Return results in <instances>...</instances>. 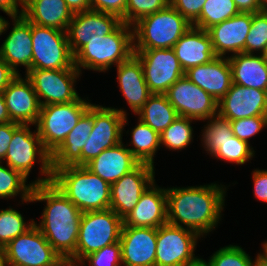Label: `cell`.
<instances>
[{
    "label": "cell",
    "instance_id": "cell-2",
    "mask_svg": "<svg viewBox=\"0 0 267 266\" xmlns=\"http://www.w3.org/2000/svg\"><path fill=\"white\" fill-rule=\"evenodd\" d=\"M32 203H44L34 225L65 262L76 265V246L82 212L52 183L33 185Z\"/></svg>",
    "mask_w": 267,
    "mask_h": 266
},
{
    "label": "cell",
    "instance_id": "cell-43",
    "mask_svg": "<svg viewBox=\"0 0 267 266\" xmlns=\"http://www.w3.org/2000/svg\"><path fill=\"white\" fill-rule=\"evenodd\" d=\"M77 266H123L120 242L90 253Z\"/></svg>",
    "mask_w": 267,
    "mask_h": 266
},
{
    "label": "cell",
    "instance_id": "cell-40",
    "mask_svg": "<svg viewBox=\"0 0 267 266\" xmlns=\"http://www.w3.org/2000/svg\"><path fill=\"white\" fill-rule=\"evenodd\" d=\"M267 45V11L252 13V24L247 35L244 53L261 54Z\"/></svg>",
    "mask_w": 267,
    "mask_h": 266
},
{
    "label": "cell",
    "instance_id": "cell-29",
    "mask_svg": "<svg viewBox=\"0 0 267 266\" xmlns=\"http://www.w3.org/2000/svg\"><path fill=\"white\" fill-rule=\"evenodd\" d=\"M22 16L36 25L66 31L73 13L64 0H23Z\"/></svg>",
    "mask_w": 267,
    "mask_h": 266
},
{
    "label": "cell",
    "instance_id": "cell-5",
    "mask_svg": "<svg viewBox=\"0 0 267 266\" xmlns=\"http://www.w3.org/2000/svg\"><path fill=\"white\" fill-rule=\"evenodd\" d=\"M134 54L133 26L122 23L113 33L91 40L75 55V67L82 73H108Z\"/></svg>",
    "mask_w": 267,
    "mask_h": 266
},
{
    "label": "cell",
    "instance_id": "cell-51",
    "mask_svg": "<svg viewBox=\"0 0 267 266\" xmlns=\"http://www.w3.org/2000/svg\"><path fill=\"white\" fill-rule=\"evenodd\" d=\"M71 12L78 13L90 10V0H64Z\"/></svg>",
    "mask_w": 267,
    "mask_h": 266
},
{
    "label": "cell",
    "instance_id": "cell-52",
    "mask_svg": "<svg viewBox=\"0 0 267 266\" xmlns=\"http://www.w3.org/2000/svg\"><path fill=\"white\" fill-rule=\"evenodd\" d=\"M12 122L9 117L3 93L0 91V124Z\"/></svg>",
    "mask_w": 267,
    "mask_h": 266
},
{
    "label": "cell",
    "instance_id": "cell-38",
    "mask_svg": "<svg viewBox=\"0 0 267 266\" xmlns=\"http://www.w3.org/2000/svg\"><path fill=\"white\" fill-rule=\"evenodd\" d=\"M247 142L238 139L233 136L231 139L227 140L225 143L221 144V147L210 157L216 159L223 163L236 164L237 166L247 165L246 163L254 160L256 156V151Z\"/></svg>",
    "mask_w": 267,
    "mask_h": 266
},
{
    "label": "cell",
    "instance_id": "cell-53",
    "mask_svg": "<svg viewBox=\"0 0 267 266\" xmlns=\"http://www.w3.org/2000/svg\"><path fill=\"white\" fill-rule=\"evenodd\" d=\"M261 248L259 252H256V256L261 260L267 263V239L261 242Z\"/></svg>",
    "mask_w": 267,
    "mask_h": 266
},
{
    "label": "cell",
    "instance_id": "cell-27",
    "mask_svg": "<svg viewBox=\"0 0 267 266\" xmlns=\"http://www.w3.org/2000/svg\"><path fill=\"white\" fill-rule=\"evenodd\" d=\"M93 130V103L68 133L62 144L51 154V169L81 166V151Z\"/></svg>",
    "mask_w": 267,
    "mask_h": 266
},
{
    "label": "cell",
    "instance_id": "cell-31",
    "mask_svg": "<svg viewBox=\"0 0 267 266\" xmlns=\"http://www.w3.org/2000/svg\"><path fill=\"white\" fill-rule=\"evenodd\" d=\"M232 83L267 91V64L260 54L238 53L228 57Z\"/></svg>",
    "mask_w": 267,
    "mask_h": 266
},
{
    "label": "cell",
    "instance_id": "cell-1",
    "mask_svg": "<svg viewBox=\"0 0 267 266\" xmlns=\"http://www.w3.org/2000/svg\"><path fill=\"white\" fill-rule=\"evenodd\" d=\"M224 184L214 181L186 187L167 186V223L190 229L202 239L209 237L223 222L227 191L231 187Z\"/></svg>",
    "mask_w": 267,
    "mask_h": 266
},
{
    "label": "cell",
    "instance_id": "cell-44",
    "mask_svg": "<svg viewBox=\"0 0 267 266\" xmlns=\"http://www.w3.org/2000/svg\"><path fill=\"white\" fill-rule=\"evenodd\" d=\"M206 0H170V5L191 24L200 16Z\"/></svg>",
    "mask_w": 267,
    "mask_h": 266
},
{
    "label": "cell",
    "instance_id": "cell-36",
    "mask_svg": "<svg viewBox=\"0 0 267 266\" xmlns=\"http://www.w3.org/2000/svg\"><path fill=\"white\" fill-rule=\"evenodd\" d=\"M21 212L11 205L0 208V249L34 225V219L27 220Z\"/></svg>",
    "mask_w": 267,
    "mask_h": 266
},
{
    "label": "cell",
    "instance_id": "cell-30",
    "mask_svg": "<svg viewBox=\"0 0 267 266\" xmlns=\"http://www.w3.org/2000/svg\"><path fill=\"white\" fill-rule=\"evenodd\" d=\"M129 119L128 115H126L123 120V134L128 137L130 135L128 142H125L126 147L140 163L155 167L156 154L161 149L160 134L138 117L135 119V121L137 120L135 126L132 125V128L130 127L131 130L128 128L126 131V125L129 126V123H131V120L130 122L128 121Z\"/></svg>",
    "mask_w": 267,
    "mask_h": 266
},
{
    "label": "cell",
    "instance_id": "cell-54",
    "mask_svg": "<svg viewBox=\"0 0 267 266\" xmlns=\"http://www.w3.org/2000/svg\"><path fill=\"white\" fill-rule=\"evenodd\" d=\"M0 266H7L6 256L3 249H0Z\"/></svg>",
    "mask_w": 267,
    "mask_h": 266
},
{
    "label": "cell",
    "instance_id": "cell-10",
    "mask_svg": "<svg viewBox=\"0 0 267 266\" xmlns=\"http://www.w3.org/2000/svg\"><path fill=\"white\" fill-rule=\"evenodd\" d=\"M125 108L93 103V130L81 151V166L123 141V120L129 116Z\"/></svg>",
    "mask_w": 267,
    "mask_h": 266
},
{
    "label": "cell",
    "instance_id": "cell-21",
    "mask_svg": "<svg viewBox=\"0 0 267 266\" xmlns=\"http://www.w3.org/2000/svg\"><path fill=\"white\" fill-rule=\"evenodd\" d=\"M157 228L122 226L123 266H155Z\"/></svg>",
    "mask_w": 267,
    "mask_h": 266
},
{
    "label": "cell",
    "instance_id": "cell-19",
    "mask_svg": "<svg viewBox=\"0 0 267 266\" xmlns=\"http://www.w3.org/2000/svg\"><path fill=\"white\" fill-rule=\"evenodd\" d=\"M217 113L230 121L253 116H267V91L232 83L218 101Z\"/></svg>",
    "mask_w": 267,
    "mask_h": 266
},
{
    "label": "cell",
    "instance_id": "cell-16",
    "mask_svg": "<svg viewBox=\"0 0 267 266\" xmlns=\"http://www.w3.org/2000/svg\"><path fill=\"white\" fill-rule=\"evenodd\" d=\"M9 19L11 21L7 19L2 32V35H7L0 45V57L17 75L21 74V67L25 70L22 74H26L32 69L33 41L31 22L26 20L22 15L10 17ZM8 30L10 31L8 32Z\"/></svg>",
    "mask_w": 267,
    "mask_h": 266
},
{
    "label": "cell",
    "instance_id": "cell-18",
    "mask_svg": "<svg viewBox=\"0 0 267 266\" xmlns=\"http://www.w3.org/2000/svg\"><path fill=\"white\" fill-rule=\"evenodd\" d=\"M122 23L119 16L110 13L94 10L74 13L66 30L71 52L75 55L85 44L113 33Z\"/></svg>",
    "mask_w": 267,
    "mask_h": 266
},
{
    "label": "cell",
    "instance_id": "cell-55",
    "mask_svg": "<svg viewBox=\"0 0 267 266\" xmlns=\"http://www.w3.org/2000/svg\"><path fill=\"white\" fill-rule=\"evenodd\" d=\"M6 21H7L6 17L5 16L3 17L2 15H0V37H2V32H3Z\"/></svg>",
    "mask_w": 267,
    "mask_h": 266
},
{
    "label": "cell",
    "instance_id": "cell-39",
    "mask_svg": "<svg viewBox=\"0 0 267 266\" xmlns=\"http://www.w3.org/2000/svg\"><path fill=\"white\" fill-rule=\"evenodd\" d=\"M241 245L229 244L219 247L206 260L202 256V261L206 266H254L255 258L247 253Z\"/></svg>",
    "mask_w": 267,
    "mask_h": 266
},
{
    "label": "cell",
    "instance_id": "cell-35",
    "mask_svg": "<svg viewBox=\"0 0 267 266\" xmlns=\"http://www.w3.org/2000/svg\"><path fill=\"white\" fill-rule=\"evenodd\" d=\"M197 120L179 116L162 133H160V145L165 151L181 152L193 144L195 137L192 124ZM195 122V123H194Z\"/></svg>",
    "mask_w": 267,
    "mask_h": 266
},
{
    "label": "cell",
    "instance_id": "cell-56",
    "mask_svg": "<svg viewBox=\"0 0 267 266\" xmlns=\"http://www.w3.org/2000/svg\"><path fill=\"white\" fill-rule=\"evenodd\" d=\"M254 266H267V263L264 261H261L257 256L255 257V264Z\"/></svg>",
    "mask_w": 267,
    "mask_h": 266
},
{
    "label": "cell",
    "instance_id": "cell-22",
    "mask_svg": "<svg viewBox=\"0 0 267 266\" xmlns=\"http://www.w3.org/2000/svg\"><path fill=\"white\" fill-rule=\"evenodd\" d=\"M252 24V13H239L207 30L216 56L230 57L244 53L245 41Z\"/></svg>",
    "mask_w": 267,
    "mask_h": 266
},
{
    "label": "cell",
    "instance_id": "cell-60",
    "mask_svg": "<svg viewBox=\"0 0 267 266\" xmlns=\"http://www.w3.org/2000/svg\"><path fill=\"white\" fill-rule=\"evenodd\" d=\"M62 266H74V264H71V263L66 262Z\"/></svg>",
    "mask_w": 267,
    "mask_h": 266
},
{
    "label": "cell",
    "instance_id": "cell-6",
    "mask_svg": "<svg viewBox=\"0 0 267 266\" xmlns=\"http://www.w3.org/2000/svg\"><path fill=\"white\" fill-rule=\"evenodd\" d=\"M192 24L170 4L133 25L134 50L173 48Z\"/></svg>",
    "mask_w": 267,
    "mask_h": 266
},
{
    "label": "cell",
    "instance_id": "cell-42",
    "mask_svg": "<svg viewBox=\"0 0 267 266\" xmlns=\"http://www.w3.org/2000/svg\"><path fill=\"white\" fill-rule=\"evenodd\" d=\"M234 136L251 144V139L267 128V116H253L230 121Z\"/></svg>",
    "mask_w": 267,
    "mask_h": 266
},
{
    "label": "cell",
    "instance_id": "cell-57",
    "mask_svg": "<svg viewBox=\"0 0 267 266\" xmlns=\"http://www.w3.org/2000/svg\"><path fill=\"white\" fill-rule=\"evenodd\" d=\"M260 55L262 56L263 60L267 64V45L264 47V50Z\"/></svg>",
    "mask_w": 267,
    "mask_h": 266
},
{
    "label": "cell",
    "instance_id": "cell-33",
    "mask_svg": "<svg viewBox=\"0 0 267 266\" xmlns=\"http://www.w3.org/2000/svg\"><path fill=\"white\" fill-rule=\"evenodd\" d=\"M29 182V183H28ZM33 184L24 177L20 172L12 169L4 162H0V200L12 199L14 201L17 196L20 200L16 206L28 205L32 203L31 192ZM21 202V203H20ZM21 204V205H20Z\"/></svg>",
    "mask_w": 267,
    "mask_h": 266
},
{
    "label": "cell",
    "instance_id": "cell-59",
    "mask_svg": "<svg viewBox=\"0 0 267 266\" xmlns=\"http://www.w3.org/2000/svg\"><path fill=\"white\" fill-rule=\"evenodd\" d=\"M194 266H206V265H205L204 262L201 260L197 265H194Z\"/></svg>",
    "mask_w": 267,
    "mask_h": 266
},
{
    "label": "cell",
    "instance_id": "cell-45",
    "mask_svg": "<svg viewBox=\"0 0 267 266\" xmlns=\"http://www.w3.org/2000/svg\"><path fill=\"white\" fill-rule=\"evenodd\" d=\"M127 0H90V10L119 16L125 23Z\"/></svg>",
    "mask_w": 267,
    "mask_h": 266
},
{
    "label": "cell",
    "instance_id": "cell-7",
    "mask_svg": "<svg viewBox=\"0 0 267 266\" xmlns=\"http://www.w3.org/2000/svg\"><path fill=\"white\" fill-rule=\"evenodd\" d=\"M89 98V99H88ZM89 95L80 96L76 101L41 106L36 129L44 148L52 154L66 139L68 133L77 125L78 120L88 110L91 102Z\"/></svg>",
    "mask_w": 267,
    "mask_h": 266
},
{
    "label": "cell",
    "instance_id": "cell-13",
    "mask_svg": "<svg viewBox=\"0 0 267 266\" xmlns=\"http://www.w3.org/2000/svg\"><path fill=\"white\" fill-rule=\"evenodd\" d=\"M25 76L32 83L41 106L73 102L81 96L76 90L82 76L78 69H31Z\"/></svg>",
    "mask_w": 267,
    "mask_h": 266
},
{
    "label": "cell",
    "instance_id": "cell-12",
    "mask_svg": "<svg viewBox=\"0 0 267 266\" xmlns=\"http://www.w3.org/2000/svg\"><path fill=\"white\" fill-rule=\"evenodd\" d=\"M3 250L7 266H62L66 263L35 225Z\"/></svg>",
    "mask_w": 267,
    "mask_h": 266
},
{
    "label": "cell",
    "instance_id": "cell-3",
    "mask_svg": "<svg viewBox=\"0 0 267 266\" xmlns=\"http://www.w3.org/2000/svg\"><path fill=\"white\" fill-rule=\"evenodd\" d=\"M52 183L81 212L110 208L111 185L85 166L52 169Z\"/></svg>",
    "mask_w": 267,
    "mask_h": 266
},
{
    "label": "cell",
    "instance_id": "cell-46",
    "mask_svg": "<svg viewBox=\"0 0 267 266\" xmlns=\"http://www.w3.org/2000/svg\"><path fill=\"white\" fill-rule=\"evenodd\" d=\"M254 198L263 203H267V169L254 168L251 173Z\"/></svg>",
    "mask_w": 267,
    "mask_h": 266
},
{
    "label": "cell",
    "instance_id": "cell-28",
    "mask_svg": "<svg viewBox=\"0 0 267 266\" xmlns=\"http://www.w3.org/2000/svg\"><path fill=\"white\" fill-rule=\"evenodd\" d=\"M173 50L184 72L189 68L209 63L216 57L209 33L194 26L174 44Z\"/></svg>",
    "mask_w": 267,
    "mask_h": 266
},
{
    "label": "cell",
    "instance_id": "cell-20",
    "mask_svg": "<svg viewBox=\"0 0 267 266\" xmlns=\"http://www.w3.org/2000/svg\"><path fill=\"white\" fill-rule=\"evenodd\" d=\"M2 93L11 121L36 125L41 104L32 83L25 74L17 75Z\"/></svg>",
    "mask_w": 267,
    "mask_h": 266
},
{
    "label": "cell",
    "instance_id": "cell-17",
    "mask_svg": "<svg viewBox=\"0 0 267 266\" xmlns=\"http://www.w3.org/2000/svg\"><path fill=\"white\" fill-rule=\"evenodd\" d=\"M156 168L140 163L135 169L111 184L110 209L125 218L136 206L141 195L156 181Z\"/></svg>",
    "mask_w": 267,
    "mask_h": 266
},
{
    "label": "cell",
    "instance_id": "cell-34",
    "mask_svg": "<svg viewBox=\"0 0 267 266\" xmlns=\"http://www.w3.org/2000/svg\"><path fill=\"white\" fill-rule=\"evenodd\" d=\"M204 123L201 127V134L198 136L201 141L200 147L203 153L212 156L220 147L221 144L231 139L234 134L232 132L230 120L222 117L218 113L207 120L201 121ZM203 128V129H202Z\"/></svg>",
    "mask_w": 267,
    "mask_h": 266
},
{
    "label": "cell",
    "instance_id": "cell-14",
    "mask_svg": "<svg viewBox=\"0 0 267 266\" xmlns=\"http://www.w3.org/2000/svg\"><path fill=\"white\" fill-rule=\"evenodd\" d=\"M140 60L145 81L152 94H165L185 72L173 48L134 50Z\"/></svg>",
    "mask_w": 267,
    "mask_h": 266
},
{
    "label": "cell",
    "instance_id": "cell-58",
    "mask_svg": "<svg viewBox=\"0 0 267 266\" xmlns=\"http://www.w3.org/2000/svg\"><path fill=\"white\" fill-rule=\"evenodd\" d=\"M260 3H261V8L263 10H266L267 9V0H260Z\"/></svg>",
    "mask_w": 267,
    "mask_h": 266
},
{
    "label": "cell",
    "instance_id": "cell-32",
    "mask_svg": "<svg viewBox=\"0 0 267 266\" xmlns=\"http://www.w3.org/2000/svg\"><path fill=\"white\" fill-rule=\"evenodd\" d=\"M134 117H138L160 134L179 115L165 94H152Z\"/></svg>",
    "mask_w": 267,
    "mask_h": 266
},
{
    "label": "cell",
    "instance_id": "cell-4",
    "mask_svg": "<svg viewBox=\"0 0 267 266\" xmlns=\"http://www.w3.org/2000/svg\"><path fill=\"white\" fill-rule=\"evenodd\" d=\"M3 162L27 179L39 164L38 176L31 183L52 182L51 154L44 148L35 125L13 122V136Z\"/></svg>",
    "mask_w": 267,
    "mask_h": 266
},
{
    "label": "cell",
    "instance_id": "cell-23",
    "mask_svg": "<svg viewBox=\"0 0 267 266\" xmlns=\"http://www.w3.org/2000/svg\"><path fill=\"white\" fill-rule=\"evenodd\" d=\"M117 87L128 105L131 115H136L152 95L144 77L140 60L133 54L116 66Z\"/></svg>",
    "mask_w": 267,
    "mask_h": 266
},
{
    "label": "cell",
    "instance_id": "cell-49",
    "mask_svg": "<svg viewBox=\"0 0 267 266\" xmlns=\"http://www.w3.org/2000/svg\"><path fill=\"white\" fill-rule=\"evenodd\" d=\"M17 76L16 72L0 57V91Z\"/></svg>",
    "mask_w": 267,
    "mask_h": 266
},
{
    "label": "cell",
    "instance_id": "cell-11",
    "mask_svg": "<svg viewBox=\"0 0 267 266\" xmlns=\"http://www.w3.org/2000/svg\"><path fill=\"white\" fill-rule=\"evenodd\" d=\"M32 69H77L66 31L31 23Z\"/></svg>",
    "mask_w": 267,
    "mask_h": 266
},
{
    "label": "cell",
    "instance_id": "cell-9",
    "mask_svg": "<svg viewBox=\"0 0 267 266\" xmlns=\"http://www.w3.org/2000/svg\"><path fill=\"white\" fill-rule=\"evenodd\" d=\"M203 239L194 231L165 223L157 228L155 266H194L202 256L195 255ZM196 250V251H195Z\"/></svg>",
    "mask_w": 267,
    "mask_h": 266
},
{
    "label": "cell",
    "instance_id": "cell-37",
    "mask_svg": "<svg viewBox=\"0 0 267 266\" xmlns=\"http://www.w3.org/2000/svg\"><path fill=\"white\" fill-rule=\"evenodd\" d=\"M239 11L233 0H206L200 16L192 23V26L208 30L233 16Z\"/></svg>",
    "mask_w": 267,
    "mask_h": 266
},
{
    "label": "cell",
    "instance_id": "cell-24",
    "mask_svg": "<svg viewBox=\"0 0 267 266\" xmlns=\"http://www.w3.org/2000/svg\"><path fill=\"white\" fill-rule=\"evenodd\" d=\"M167 223L166 187L155 181L140 197L134 209L123 218V226L158 228Z\"/></svg>",
    "mask_w": 267,
    "mask_h": 266
},
{
    "label": "cell",
    "instance_id": "cell-25",
    "mask_svg": "<svg viewBox=\"0 0 267 266\" xmlns=\"http://www.w3.org/2000/svg\"><path fill=\"white\" fill-rule=\"evenodd\" d=\"M185 77L210 94L217 102L232 85V71L228 57L216 56L209 63L185 71Z\"/></svg>",
    "mask_w": 267,
    "mask_h": 266
},
{
    "label": "cell",
    "instance_id": "cell-47",
    "mask_svg": "<svg viewBox=\"0 0 267 266\" xmlns=\"http://www.w3.org/2000/svg\"><path fill=\"white\" fill-rule=\"evenodd\" d=\"M13 136V121L0 124V162H3Z\"/></svg>",
    "mask_w": 267,
    "mask_h": 266
},
{
    "label": "cell",
    "instance_id": "cell-26",
    "mask_svg": "<svg viewBox=\"0 0 267 266\" xmlns=\"http://www.w3.org/2000/svg\"><path fill=\"white\" fill-rule=\"evenodd\" d=\"M139 164L140 162L126 147L123 139L114 147L103 150L85 167L111 185Z\"/></svg>",
    "mask_w": 267,
    "mask_h": 266
},
{
    "label": "cell",
    "instance_id": "cell-8",
    "mask_svg": "<svg viewBox=\"0 0 267 266\" xmlns=\"http://www.w3.org/2000/svg\"><path fill=\"white\" fill-rule=\"evenodd\" d=\"M123 219L112 209L82 212L76 265L87 255L120 240Z\"/></svg>",
    "mask_w": 267,
    "mask_h": 266
},
{
    "label": "cell",
    "instance_id": "cell-50",
    "mask_svg": "<svg viewBox=\"0 0 267 266\" xmlns=\"http://www.w3.org/2000/svg\"><path fill=\"white\" fill-rule=\"evenodd\" d=\"M239 13H257L262 11L260 0H233Z\"/></svg>",
    "mask_w": 267,
    "mask_h": 266
},
{
    "label": "cell",
    "instance_id": "cell-41",
    "mask_svg": "<svg viewBox=\"0 0 267 266\" xmlns=\"http://www.w3.org/2000/svg\"><path fill=\"white\" fill-rule=\"evenodd\" d=\"M170 0H127L125 23L133 26L141 18L164 9Z\"/></svg>",
    "mask_w": 267,
    "mask_h": 266
},
{
    "label": "cell",
    "instance_id": "cell-48",
    "mask_svg": "<svg viewBox=\"0 0 267 266\" xmlns=\"http://www.w3.org/2000/svg\"><path fill=\"white\" fill-rule=\"evenodd\" d=\"M0 11L9 17H18L22 15L23 0H0Z\"/></svg>",
    "mask_w": 267,
    "mask_h": 266
},
{
    "label": "cell",
    "instance_id": "cell-15",
    "mask_svg": "<svg viewBox=\"0 0 267 266\" xmlns=\"http://www.w3.org/2000/svg\"><path fill=\"white\" fill-rule=\"evenodd\" d=\"M165 95L181 117L199 123L217 114L218 102L185 76L178 79Z\"/></svg>",
    "mask_w": 267,
    "mask_h": 266
}]
</instances>
